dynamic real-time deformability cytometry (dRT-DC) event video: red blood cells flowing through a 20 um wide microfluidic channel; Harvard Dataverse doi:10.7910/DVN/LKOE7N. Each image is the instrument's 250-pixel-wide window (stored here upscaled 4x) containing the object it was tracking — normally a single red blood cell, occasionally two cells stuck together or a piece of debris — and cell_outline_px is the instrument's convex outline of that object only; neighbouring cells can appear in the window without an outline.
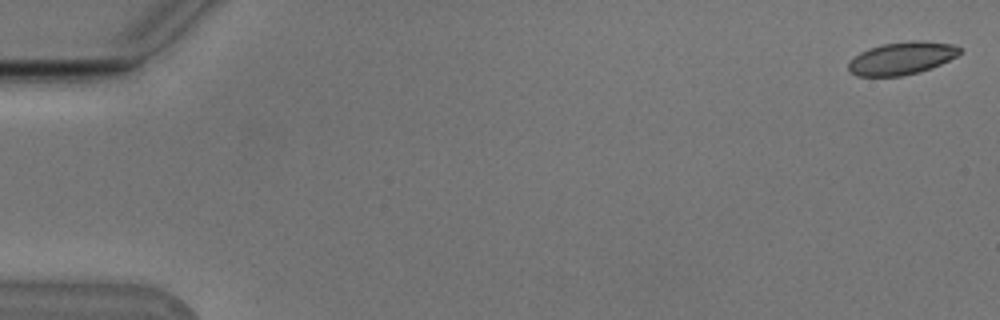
{"species": "Egyptian fruit bat (a non-hibernating species)", "species_latin": "Rousettus aegyptiacus", "temperature_condition": "cold", "stored_images_in_passage": 55, "camera_frame_rate_fps": 3000, "um_per_image_px": 0.085, "animal": {"sex": "male"}, "frame": {"image": 1, "passage_image": 1, "time_ms": 0.0, "image_size_px": [1000, 320], "cell_outline_px": [[960, 52], [956, 56], [940, 64], [920, 72], [900, 76], [856, 76], [848, 68], [848, 60], [860, 52], [868, 48], [884, 44], [952, 44], [960, 48]], "centroid_in_image_um": [76.54, 5.02], "position_along_channel_um": 8.5, "area_um2": 20.0}}
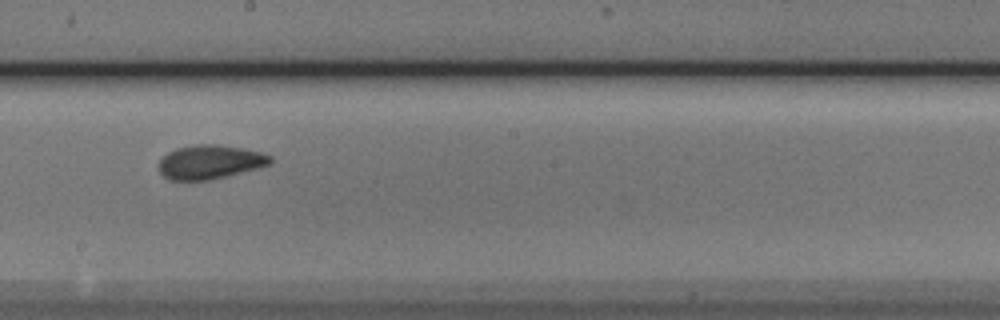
{"frame": {"image": 2, "passage_image": 31, "time_ms": 10.0, "image_size_px": [1000, 320], "cell_outline_px": [[272, 164], [260, 168], [212, 180], [168, 180], [160, 172], [160, 160], [168, 152], [176, 148], [196, 144], [216, 144], [240, 148], [260, 152], [272, 156]], "centroid_in_image_um": [17.88, 13.78], "position_along_channel_um": 230.3, "area_um2": 22.2}}
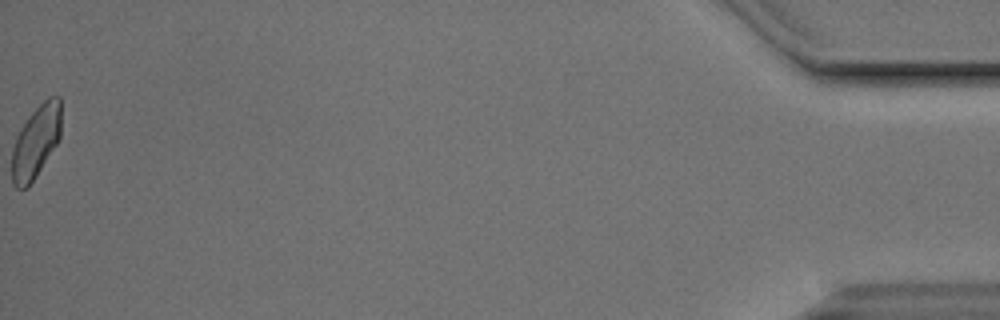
{"frame": {"image": 3, "passage_image": 55, "time_ms": 18.0, "image_size_px": [1000, 320], "cell_outline_px": [[60, 136], [56, 144], [36, 176], [24, 188], [16, 188], [12, 184], [12, 148], [16, 136], [20, 128], [28, 116], [48, 96], [60, 96]], "centroid_in_image_um": [3.03, 12.02], "position_along_channel_um": 432.2, "area_um2": 20.58}, "authors_computed_cell_mechanics": {"area_um2": 21.6172, "velocity_mm_per_s": 3.7634, "shape_relaxation_time_tau1_ms": 4.0471, "shape_relaxation_time_tau2_ms": 1.8852, "deformation_change_tau1": 0.1124, "deformation_change_tau2": 0.0572}}